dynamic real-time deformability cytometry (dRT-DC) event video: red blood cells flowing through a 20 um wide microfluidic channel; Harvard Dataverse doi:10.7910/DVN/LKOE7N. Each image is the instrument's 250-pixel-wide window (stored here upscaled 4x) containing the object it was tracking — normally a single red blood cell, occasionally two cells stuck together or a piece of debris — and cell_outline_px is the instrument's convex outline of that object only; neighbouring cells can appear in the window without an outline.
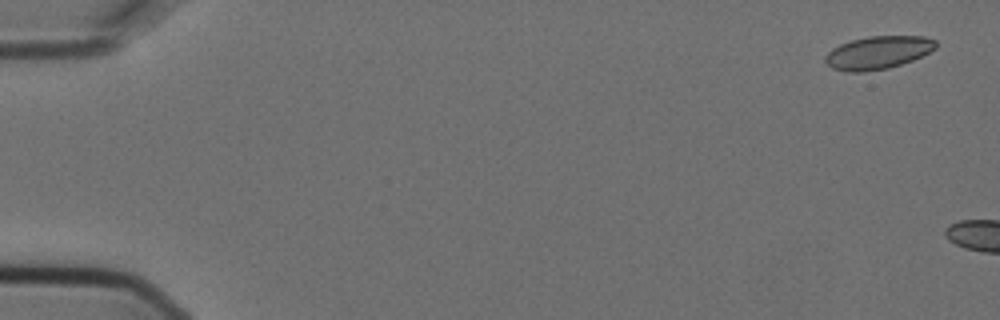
{"species": "Egyptian fruit bat (a non-hibernating species)", "species_latin": "Rousettus aegyptiacus", "temperature_condition": "cold", "stored_images_in_passage": 2, "camera_frame_rate_fps": 3000, "um_per_image_px": 0.085, "animal": {"sex": "female"}, "frame": {"image": 1, "passage_image": 1, "time_ms": 0.0, "image_size_px": [1000, 320], "cell_outline_px": [[936, 48], [912, 60], [888, 68], [864, 72], [848, 72], [832, 68], [824, 60], [824, 56], [832, 48], [840, 44], [852, 40], [868, 36], [924, 36], [936, 40]], "centroid_in_image_um": [74.6, 4.47], "position_along_channel_um": 10.4, "area_um2": 21.15}}